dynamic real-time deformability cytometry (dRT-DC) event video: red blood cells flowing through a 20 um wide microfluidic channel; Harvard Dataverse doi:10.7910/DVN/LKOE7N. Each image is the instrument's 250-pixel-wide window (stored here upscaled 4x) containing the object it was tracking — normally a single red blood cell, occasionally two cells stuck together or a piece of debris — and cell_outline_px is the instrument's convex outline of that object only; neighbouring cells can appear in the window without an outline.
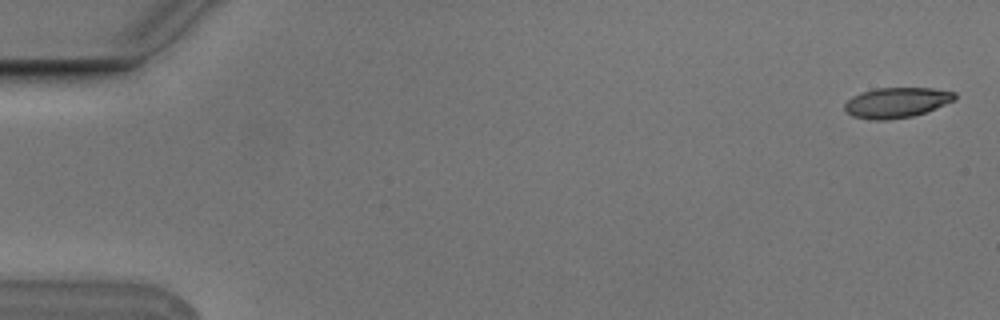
{"species": "Egyptian fruit bat (a non-hibernating species)", "species_latin": "Rousettus aegyptiacus", "temperature_condition": "cold", "stored_images_in_passage": 6, "camera_frame_rate_fps": 3000, "um_per_image_px": 0.085, "animal": {"sex": "male"}, "frame": {"image": 1, "passage_image": 1, "time_ms": 0.0, "image_size_px": [1000, 320], "cell_outline_px": [[956, 100], [924, 112], [912, 116], [888, 120], [872, 120], [852, 116], [844, 108], [844, 104], [852, 96], [876, 88], [932, 88], [956, 92]], "centroid_in_image_um": [76.22, 8.72], "position_along_channel_um": 8.8, "area_um2": 19.31}}